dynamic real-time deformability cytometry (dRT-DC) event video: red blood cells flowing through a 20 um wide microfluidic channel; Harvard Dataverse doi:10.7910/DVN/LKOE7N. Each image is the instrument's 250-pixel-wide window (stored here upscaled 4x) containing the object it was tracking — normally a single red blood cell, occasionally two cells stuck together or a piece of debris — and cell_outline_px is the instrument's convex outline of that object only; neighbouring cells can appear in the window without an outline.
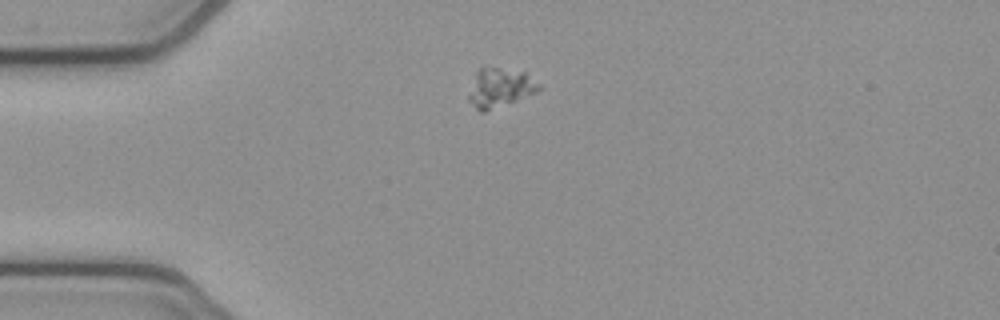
{"species": "common noctule bat (a hibernating species)", "species_latin": "Nyctalus noctula", "temperature_condition": "cold", "stored_images_in_passage": 42, "camera_frame_rate_fps": 3000, "um_per_image_px": 0.085, "animal": {"sex": "female", "body_mass_g": 21.9}, "frame": {"image": 1, "passage_image": 1, "time_ms": 0.0, "image_size_px": [1000, 320], "cell_outline_px": [[540, 88], [536, 92], [516, 100], [484, 112], [480, 112], [468, 100], [468, 96], [476, 72], [480, 68], [500, 68], [524, 72], [540, 84]], "centroid_in_image_um": [42.48, 7.46], "position_along_channel_um": 42.5, "area_um2": 15.55}}
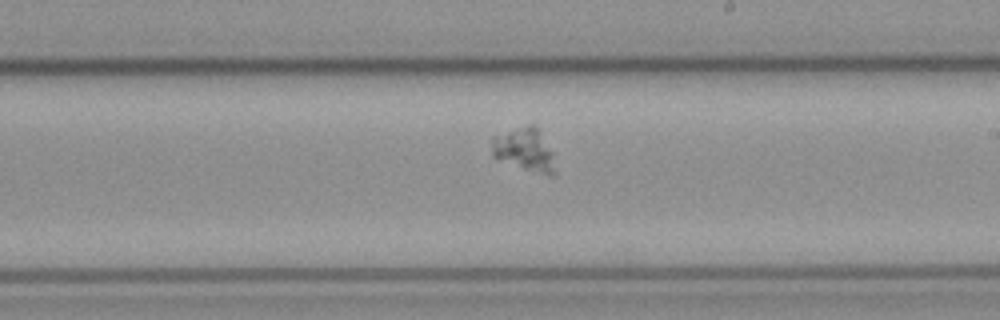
{"frame": {"image": 2, "passage_image": 19, "time_ms": 6.0, "image_size_px": [1000, 320], "cell_outline_px": [[556, 176], [552, 176], [496, 160], [492, 156], [492, 136], [528, 124], [532, 124], [536, 128], [552, 152], [556, 172]], "centroid_in_image_um": [44.55, 12.74], "position_along_channel_um": 244.4, "area_um2": 15.72}}
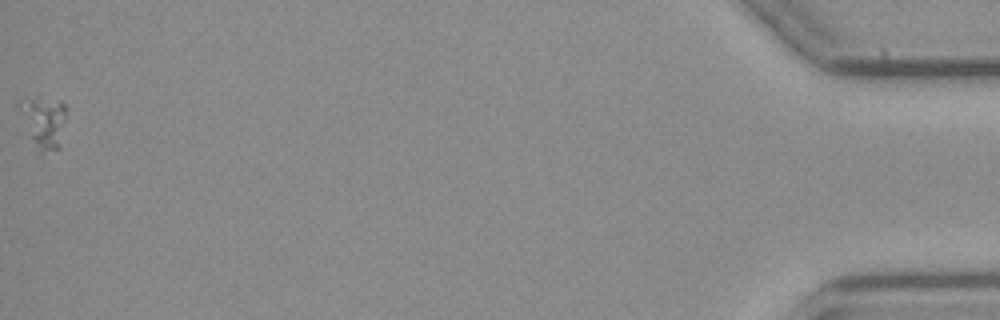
{"frame": {"image": 3, "passage_image": 42, "time_ms": 13.667, "image_size_px": [1000, 320], "cell_outline_px": [[64, 120], [60, 148], [44, 164], [36, 156], [16, 104], [20, 100], [36, 96], [60, 100], [64, 104]], "centroid_in_image_um": [3.66, 10.58], "position_along_channel_um": 431.5, "area_um2": 15.72}}